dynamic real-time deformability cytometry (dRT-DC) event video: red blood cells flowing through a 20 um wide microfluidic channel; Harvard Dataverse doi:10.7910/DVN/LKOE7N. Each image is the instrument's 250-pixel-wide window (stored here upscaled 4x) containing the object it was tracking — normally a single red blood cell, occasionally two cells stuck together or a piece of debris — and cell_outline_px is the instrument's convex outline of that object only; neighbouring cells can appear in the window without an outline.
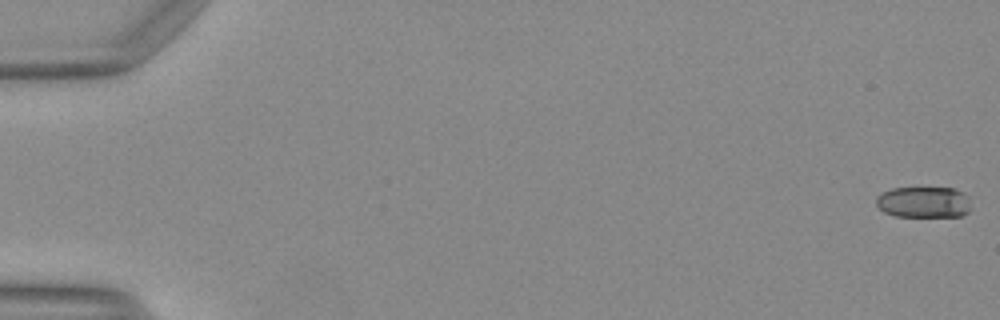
{"species": "Egyptian fruit bat (a non-hibernating species)", "species_latin": "Rousettus aegyptiacus", "temperature_condition": "warm", "stored_images_in_passage": 11, "camera_frame_rate_fps": 3000, "um_per_image_px": 0.085, "animal": {"sex": "female"}, "frame": {"image": 1, "passage_image": 1, "time_ms": 0.0, "image_size_px": [1000, 320], "cell_outline_px": [[968, 212], [960, 216], [896, 216], [884, 212], [876, 204], [876, 196], [880, 192], [892, 188], [956, 188], [964, 192], [968, 196]], "centroid_in_image_um": [78.48, 17.17], "position_along_channel_um": 6.5, "area_um2": 17.22}}